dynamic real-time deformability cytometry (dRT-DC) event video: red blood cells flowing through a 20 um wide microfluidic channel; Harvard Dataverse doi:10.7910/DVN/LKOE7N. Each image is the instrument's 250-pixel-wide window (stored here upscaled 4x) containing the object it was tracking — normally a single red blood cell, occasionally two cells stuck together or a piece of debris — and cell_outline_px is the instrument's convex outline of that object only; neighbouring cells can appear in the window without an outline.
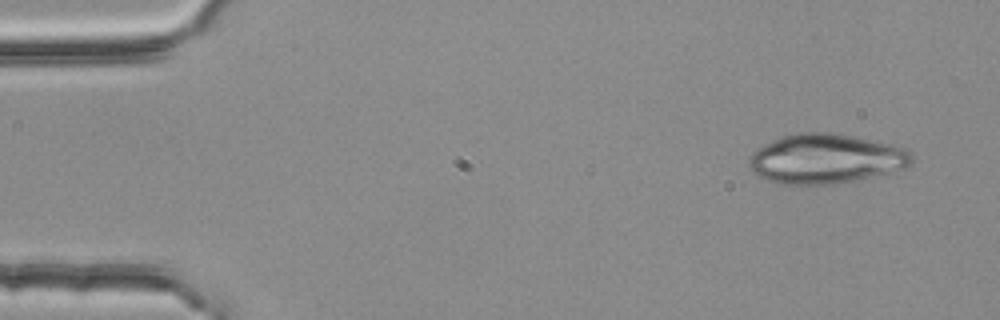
{"species": "common noctule bat (a hibernating species)", "species_latin": "Nyctalus noctula", "temperature_condition": "room temperature", "stored_images_in_passage": 3, "camera_frame_rate_fps": 3000, "um_per_image_px": 0.085, "animal": {"sex": "female", "body_mass_g": 25.1}, "frame": {"image": 1, "passage_image": 1, "time_ms": 0.0, "image_size_px": [1000, 320], "cell_outline_px": [[912, 160], [904, 168], [856, 180], [836, 184], [780, 184], [756, 176], [748, 168], [748, 156], [752, 152], [784, 136], [796, 132], [828, 132], [872, 140], [892, 144], [904, 148], [912, 152]], "centroid_in_image_um": [70.15, 13.51], "position_along_channel_um": 14.9, "area_um2": 46.76}}